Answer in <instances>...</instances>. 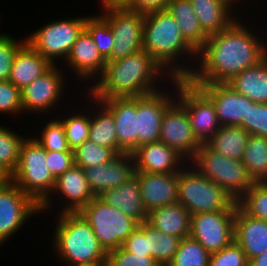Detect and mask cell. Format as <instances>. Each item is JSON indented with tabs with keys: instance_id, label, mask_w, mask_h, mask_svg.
Here are the masks:
<instances>
[{
	"instance_id": "cell-37",
	"label": "cell",
	"mask_w": 267,
	"mask_h": 266,
	"mask_svg": "<svg viewBox=\"0 0 267 266\" xmlns=\"http://www.w3.org/2000/svg\"><path fill=\"white\" fill-rule=\"evenodd\" d=\"M25 139L0 126V166L11 176L16 170L21 145Z\"/></svg>"
},
{
	"instance_id": "cell-32",
	"label": "cell",
	"mask_w": 267,
	"mask_h": 266,
	"mask_svg": "<svg viewBox=\"0 0 267 266\" xmlns=\"http://www.w3.org/2000/svg\"><path fill=\"white\" fill-rule=\"evenodd\" d=\"M138 227L145 233L150 257L160 266H168L174 258L181 238L165 234L147 221L139 223Z\"/></svg>"
},
{
	"instance_id": "cell-44",
	"label": "cell",
	"mask_w": 267,
	"mask_h": 266,
	"mask_svg": "<svg viewBox=\"0 0 267 266\" xmlns=\"http://www.w3.org/2000/svg\"><path fill=\"white\" fill-rule=\"evenodd\" d=\"M25 42L26 39L18 42L10 35L0 34V81L9 80L15 54Z\"/></svg>"
},
{
	"instance_id": "cell-8",
	"label": "cell",
	"mask_w": 267,
	"mask_h": 266,
	"mask_svg": "<svg viewBox=\"0 0 267 266\" xmlns=\"http://www.w3.org/2000/svg\"><path fill=\"white\" fill-rule=\"evenodd\" d=\"M79 213L94 231L106 253L122 246L126 238L139 226V222L124 215L99 197L92 199Z\"/></svg>"
},
{
	"instance_id": "cell-47",
	"label": "cell",
	"mask_w": 267,
	"mask_h": 266,
	"mask_svg": "<svg viewBox=\"0 0 267 266\" xmlns=\"http://www.w3.org/2000/svg\"><path fill=\"white\" fill-rule=\"evenodd\" d=\"M46 161L52 175L57 178L75 165L74 151H46Z\"/></svg>"
},
{
	"instance_id": "cell-38",
	"label": "cell",
	"mask_w": 267,
	"mask_h": 266,
	"mask_svg": "<svg viewBox=\"0 0 267 266\" xmlns=\"http://www.w3.org/2000/svg\"><path fill=\"white\" fill-rule=\"evenodd\" d=\"M74 154L75 165L81 168H89L108 163L118 155L114 150L100 146L90 140L84 141L74 150Z\"/></svg>"
},
{
	"instance_id": "cell-24",
	"label": "cell",
	"mask_w": 267,
	"mask_h": 266,
	"mask_svg": "<svg viewBox=\"0 0 267 266\" xmlns=\"http://www.w3.org/2000/svg\"><path fill=\"white\" fill-rule=\"evenodd\" d=\"M55 192L68 201L65 202V209L63 208L62 212H79L95 198L89 188L83 168L77 165L56 178L52 194H56Z\"/></svg>"
},
{
	"instance_id": "cell-23",
	"label": "cell",
	"mask_w": 267,
	"mask_h": 266,
	"mask_svg": "<svg viewBox=\"0 0 267 266\" xmlns=\"http://www.w3.org/2000/svg\"><path fill=\"white\" fill-rule=\"evenodd\" d=\"M234 240L248 261L267 251V222L246 214L238 205L234 218Z\"/></svg>"
},
{
	"instance_id": "cell-46",
	"label": "cell",
	"mask_w": 267,
	"mask_h": 266,
	"mask_svg": "<svg viewBox=\"0 0 267 266\" xmlns=\"http://www.w3.org/2000/svg\"><path fill=\"white\" fill-rule=\"evenodd\" d=\"M21 111H23L21 89L9 80L0 81V113L15 114Z\"/></svg>"
},
{
	"instance_id": "cell-42",
	"label": "cell",
	"mask_w": 267,
	"mask_h": 266,
	"mask_svg": "<svg viewBox=\"0 0 267 266\" xmlns=\"http://www.w3.org/2000/svg\"><path fill=\"white\" fill-rule=\"evenodd\" d=\"M249 134L267 137V104L253 102L249 99L247 119L239 125Z\"/></svg>"
},
{
	"instance_id": "cell-39",
	"label": "cell",
	"mask_w": 267,
	"mask_h": 266,
	"mask_svg": "<svg viewBox=\"0 0 267 266\" xmlns=\"http://www.w3.org/2000/svg\"><path fill=\"white\" fill-rule=\"evenodd\" d=\"M85 29L89 32L102 56L107 60L112 53L114 41L109 23L101 16L86 17Z\"/></svg>"
},
{
	"instance_id": "cell-11",
	"label": "cell",
	"mask_w": 267,
	"mask_h": 266,
	"mask_svg": "<svg viewBox=\"0 0 267 266\" xmlns=\"http://www.w3.org/2000/svg\"><path fill=\"white\" fill-rule=\"evenodd\" d=\"M101 16L113 32V49L107 61H117L142 50L145 14L130 9H111Z\"/></svg>"
},
{
	"instance_id": "cell-12",
	"label": "cell",
	"mask_w": 267,
	"mask_h": 266,
	"mask_svg": "<svg viewBox=\"0 0 267 266\" xmlns=\"http://www.w3.org/2000/svg\"><path fill=\"white\" fill-rule=\"evenodd\" d=\"M237 201L225 211L191 215L190 236L210 254L220 251L234 240V218Z\"/></svg>"
},
{
	"instance_id": "cell-3",
	"label": "cell",
	"mask_w": 267,
	"mask_h": 266,
	"mask_svg": "<svg viewBox=\"0 0 267 266\" xmlns=\"http://www.w3.org/2000/svg\"><path fill=\"white\" fill-rule=\"evenodd\" d=\"M142 50L167 70L171 79H187L194 70L178 65V57L182 59L181 56L186 53L191 57L193 55L194 59L198 57V52L184 39L176 20L167 9L145 14Z\"/></svg>"
},
{
	"instance_id": "cell-25",
	"label": "cell",
	"mask_w": 267,
	"mask_h": 266,
	"mask_svg": "<svg viewBox=\"0 0 267 266\" xmlns=\"http://www.w3.org/2000/svg\"><path fill=\"white\" fill-rule=\"evenodd\" d=\"M98 197L109 206L118 208L124 215L137 220L139 223L147 221L148 213L142 204L140 184L136 176L117 188L104 191Z\"/></svg>"
},
{
	"instance_id": "cell-2",
	"label": "cell",
	"mask_w": 267,
	"mask_h": 266,
	"mask_svg": "<svg viewBox=\"0 0 267 266\" xmlns=\"http://www.w3.org/2000/svg\"><path fill=\"white\" fill-rule=\"evenodd\" d=\"M162 72L163 67L144 50L117 61H107L99 81L89 89L90 97L103 100L156 92L158 87L153 83Z\"/></svg>"
},
{
	"instance_id": "cell-7",
	"label": "cell",
	"mask_w": 267,
	"mask_h": 266,
	"mask_svg": "<svg viewBox=\"0 0 267 266\" xmlns=\"http://www.w3.org/2000/svg\"><path fill=\"white\" fill-rule=\"evenodd\" d=\"M190 162L194 164L195 169L220 185L236 201L254 184L242 160L224 157L206 144H201Z\"/></svg>"
},
{
	"instance_id": "cell-16",
	"label": "cell",
	"mask_w": 267,
	"mask_h": 266,
	"mask_svg": "<svg viewBox=\"0 0 267 266\" xmlns=\"http://www.w3.org/2000/svg\"><path fill=\"white\" fill-rule=\"evenodd\" d=\"M163 92L137 97V147L159 141L163 115L175 101L173 95Z\"/></svg>"
},
{
	"instance_id": "cell-30",
	"label": "cell",
	"mask_w": 267,
	"mask_h": 266,
	"mask_svg": "<svg viewBox=\"0 0 267 266\" xmlns=\"http://www.w3.org/2000/svg\"><path fill=\"white\" fill-rule=\"evenodd\" d=\"M167 10L172 14L184 39L198 52L209 37L201 28L190 0H170Z\"/></svg>"
},
{
	"instance_id": "cell-18",
	"label": "cell",
	"mask_w": 267,
	"mask_h": 266,
	"mask_svg": "<svg viewBox=\"0 0 267 266\" xmlns=\"http://www.w3.org/2000/svg\"><path fill=\"white\" fill-rule=\"evenodd\" d=\"M89 188L95 197L117 188L135 176L134 158L130 153L118 154L108 163L83 168Z\"/></svg>"
},
{
	"instance_id": "cell-45",
	"label": "cell",
	"mask_w": 267,
	"mask_h": 266,
	"mask_svg": "<svg viewBox=\"0 0 267 266\" xmlns=\"http://www.w3.org/2000/svg\"><path fill=\"white\" fill-rule=\"evenodd\" d=\"M107 266H160L150 255H135L122 246L107 253Z\"/></svg>"
},
{
	"instance_id": "cell-41",
	"label": "cell",
	"mask_w": 267,
	"mask_h": 266,
	"mask_svg": "<svg viewBox=\"0 0 267 266\" xmlns=\"http://www.w3.org/2000/svg\"><path fill=\"white\" fill-rule=\"evenodd\" d=\"M47 123L44 129H42L41 138H35L37 142L46 151H73L68 146L62 122L57 119L50 120V122Z\"/></svg>"
},
{
	"instance_id": "cell-29",
	"label": "cell",
	"mask_w": 267,
	"mask_h": 266,
	"mask_svg": "<svg viewBox=\"0 0 267 266\" xmlns=\"http://www.w3.org/2000/svg\"><path fill=\"white\" fill-rule=\"evenodd\" d=\"M256 103L267 104V55L226 83Z\"/></svg>"
},
{
	"instance_id": "cell-5",
	"label": "cell",
	"mask_w": 267,
	"mask_h": 266,
	"mask_svg": "<svg viewBox=\"0 0 267 266\" xmlns=\"http://www.w3.org/2000/svg\"><path fill=\"white\" fill-rule=\"evenodd\" d=\"M10 180L40 205L41 212L52 206L50 197L56 178L48 168L46 150L37 142L35 136L23 141L18 165Z\"/></svg>"
},
{
	"instance_id": "cell-22",
	"label": "cell",
	"mask_w": 267,
	"mask_h": 266,
	"mask_svg": "<svg viewBox=\"0 0 267 266\" xmlns=\"http://www.w3.org/2000/svg\"><path fill=\"white\" fill-rule=\"evenodd\" d=\"M66 61L77 76L87 80L89 77L92 79V76H101L107 64V60L102 56L86 29L82 31L72 46Z\"/></svg>"
},
{
	"instance_id": "cell-43",
	"label": "cell",
	"mask_w": 267,
	"mask_h": 266,
	"mask_svg": "<svg viewBox=\"0 0 267 266\" xmlns=\"http://www.w3.org/2000/svg\"><path fill=\"white\" fill-rule=\"evenodd\" d=\"M248 263L241 246L233 240L225 248L210 254L208 266H248Z\"/></svg>"
},
{
	"instance_id": "cell-10",
	"label": "cell",
	"mask_w": 267,
	"mask_h": 266,
	"mask_svg": "<svg viewBox=\"0 0 267 266\" xmlns=\"http://www.w3.org/2000/svg\"><path fill=\"white\" fill-rule=\"evenodd\" d=\"M86 16L75 19L56 20L36 30L26 41L52 65L55 59L66 60L72 46L85 29Z\"/></svg>"
},
{
	"instance_id": "cell-17",
	"label": "cell",
	"mask_w": 267,
	"mask_h": 266,
	"mask_svg": "<svg viewBox=\"0 0 267 266\" xmlns=\"http://www.w3.org/2000/svg\"><path fill=\"white\" fill-rule=\"evenodd\" d=\"M196 85L214 104L221 126H239L247 119L249 98L235 92L226 83Z\"/></svg>"
},
{
	"instance_id": "cell-27",
	"label": "cell",
	"mask_w": 267,
	"mask_h": 266,
	"mask_svg": "<svg viewBox=\"0 0 267 266\" xmlns=\"http://www.w3.org/2000/svg\"><path fill=\"white\" fill-rule=\"evenodd\" d=\"M202 30L209 36L229 28L236 19L232 4L238 0H190ZM232 16V17H230Z\"/></svg>"
},
{
	"instance_id": "cell-19",
	"label": "cell",
	"mask_w": 267,
	"mask_h": 266,
	"mask_svg": "<svg viewBox=\"0 0 267 266\" xmlns=\"http://www.w3.org/2000/svg\"><path fill=\"white\" fill-rule=\"evenodd\" d=\"M113 115L118 154L132 153L137 148V97L99 100Z\"/></svg>"
},
{
	"instance_id": "cell-14",
	"label": "cell",
	"mask_w": 267,
	"mask_h": 266,
	"mask_svg": "<svg viewBox=\"0 0 267 266\" xmlns=\"http://www.w3.org/2000/svg\"><path fill=\"white\" fill-rule=\"evenodd\" d=\"M159 141L191 160L201 144L193 134L186 109L175 100L165 111Z\"/></svg>"
},
{
	"instance_id": "cell-33",
	"label": "cell",
	"mask_w": 267,
	"mask_h": 266,
	"mask_svg": "<svg viewBox=\"0 0 267 266\" xmlns=\"http://www.w3.org/2000/svg\"><path fill=\"white\" fill-rule=\"evenodd\" d=\"M99 112L90 115V127L88 140L114 150L118 154V140L116 136L115 120L112 113L99 101ZM102 110V111H101ZM93 117V118H92Z\"/></svg>"
},
{
	"instance_id": "cell-52",
	"label": "cell",
	"mask_w": 267,
	"mask_h": 266,
	"mask_svg": "<svg viewBox=\"0 0 267 266\" xmlns=\"http://www.w3.org/2000/svg\"><path fill=\"white\" fill-rule=\"evenodd\" d=\"M10 180V175L0 166V186L6 184Z\"/></svg>"
},
{
	"instance_id": "cell-48",
	"label": "cell",
	"mask_w": 267,
	"mask_h": 266,
	"mask_svg": "<svg viewBox=\"0 0 267 266\" xmlns=\"http://www.w3.org/2000/svg\"><path fill=\"white\" fill-rule=\"evenodd\" d=\"M122 247L135 255H150L145 233L137 227L123 242Z\"/></svg>"
},
{
	"instance_id": "cell-4",
	"label": "cell",
	"mask_w": 267,
	"mask_h": 266,
	"mask_svg": "<svg viewBox=\"0 0 267 266\" xmlns=\"http://www.w3.org/2000/svg\"><path fill=\"white\" fill-rule=\"evenodd\" d=\"M58 219L53 243L63 262L69 266L107 263V253L79 212H60Z\"/></svg>"
},
{
	"instance_id": "cell-20",
	"label": "cell",
	"mask_w": 267,
	"mask_h": 266,
	"mask_svg": "<svg viewBox=\"0 0 267 266\" xmlns=\"http://www.w3.org/2000/svg\"><path fill=\"white\" fill-rule=\"evenodd\" d=\"M135 176L140 184L141 200L147 213L178 201V172H135Z\"/></svg>"
},
{
	"instance_id": "cell-9",
	"label": "cell",
	"mask_w": 267,
	"mask_h": 266,
	"mask_svg": "<svg viewBox=\"0 0 267 266\" xmlns=\"http://www.w3.org/2000/svg\"><path fill=\"white\" fill-rule=\"evenodd\" d=\"M178 102L186 109L194 136L205 144L220 129V122L212 101L188 79H172Z\"/></svg>"
},
{
	"instance_id": "cell-34",
	"label": "cell",
	"mask_w": 267,
	"mask_h": 266,
	"mask_svg": "<svg viewBox=\"0 0 267 266\" xmlns=\"http://www.w3.org/2000/svg\"><path fill=\"white\" fill-rule=\"evenodd\" d=\"M242 162L254 182L267 181V137L250 134Z\"/></svg>"
},
{
	"instance_id": "cell-21",
	"label": "cell",
	"mask_w": 267,
	"mask_h": 266,
	"mask_svg": "<svg viewBox=\"0 0 267 266\" xmlns=\"http://www.w3.org/2000/svg\"><path fill=\"white\" fill-rule=\"evenodd\" d=\"M131 155L134 158L135 172L175 173L186 162L175 149L160 141L138 146Z\"/></svg>"
},
{
	"instance_id": "cell-50",
	"label": "cell",
	"mask_w": 267,
	"mask_h": 266,
	"mask_svg": "<svg viewBox=\"0 0 267 266\" xmlns=\"http://www.w3.org/2000/svg\"><path fill=\"white\" fill-rule=\"evenodd\" d=\"M104 11L111 9H130L134 0H100Z\"/></svg>"
},
{
	"instance_id": "cell-15",
	"label": "cell",
	"mask_w": 267,
	"mask_h": 266,
	"mask_svg": "<svg viewBox=\"0 0 267 266\" xmlns=\"http://www.w3.org/2000/svg\"><path fill=\"white\" fill-rule=\"evenodd\" d=\"M52 65L39 78L21 89L23 111L46 113L59 104L64 83V75Z\"/></svg>"
},
{
	"instance_id": "cell-26",
	"label": "cell",
	"mask_w": 267,
	"mask_h": 266,
	"mask_svg": "<svg viewBox=\"0 0 267 266\" xmlns=\"http://www.w3.org/2000/svg\"><path fill=\"white\" fill-rule=\"evenodd\" d=\"M51 66L52 64L26 41L15 54L9 81L22 89Z\"/></svg>"
},
{
	"instance_id": "cell-51",
	"label": "cell",
	"mask_w": 267,
	"mask_h": 266,
	"mask_svg": "<svg viewBox=\"0 0 267 266\" xmlns=\"http://www.w3.org/2000/svg\"><path fill=\"white\" fill-rule=\"evenodd\" d=\"M248 266H267V251L249 260Z\"/></svg>"
},
{
	"instance_id": "cell-53",
	"label": "cell",
	"mask_w": 267,
	"mask_h": 266,
	"mask_svg": "<svg viewBox=\"0 0 267 266\" xmlns=\"http://www.w3.org/2000/svg\"><path fill=\"white\" fill-rule=\"evenodd\" d=\"M71 266H107V263L90 264V265H86V264H75V265H71Z\"/></svg>"
},
{
	"instance_id": "cell-1",
	"label": "cell",
	"mask_w": 267,
	"mask_h": 266,
	"mask_svg": "<svg viewBox=\"0 0 267 266\" xmlns=\"http://www.w3.org/2000/svg\"><path fill=\"white\" fill-rule=\"evenodd\" d=\"M263 43L236 20L229 28L209 35L198 51L199 67L187 79L192 84L227 83L267 55Z\"/></svg>"
},
{
	"instance_id": "cell-49",
	"label": "cell",
	"mask_w": 267,
	"mask_h": 266,
	"mask_svg": "<svg viewBox=\"0 0 267 266\" xmlns=\"http://www.w3.org/2000/svg\"><path fill=\"white\" fill-rule=\"evenodd\" d=\"M169 1L170 0H134L130 10L143 14L156 10H165L168 7Z\"/></svg>"
},
{
	"instance_id": "cell-6",
	"label": "cell",
	"mask_w": 267,
	"mask_h": 266,
	"mask_svg": "<svg viewBox=\"0 0 267 266\" xmlns=\"http://www.w3.org/2000/svg\"><path fill=\"white\" fill-rule=\"evenodd\" d=\"M178 172V201L191 215L228 210L236 200L220 185L204 176L197 169ZM185 168V169H184Z\"/></svg>"
},
{
	"instance_id": "cell-13",
	"label": "cell",
	"mask_w": 267,
	"mask_h": 266,
	"mask_svg": "<svg viewBox=\"0 0 267 266\" xmlns=\"http://www.w3.org/2000/svg\"><path fill=\"white\" fill-rule=\"evenodd\" d=\"M40 205L13 181L0 186V242L10 238L35 213Z\"/></svg>"
},
{
	"instance_id": "cell-35",
	"label": "cell",
	"mask_w": 267,
	"mask_h": 266,
	"mask_svg": "<svg viewBox=\"0 0 267 266\" xmlns=\"http://www.w3.org/2000/svg\"><path fill=\"white\" fill-rule=\"evenodd\" d=\"M210 253L191 236L181 239L172 262L168 266H208Z\"/></svg>"
},
{
	"instance_id": "cell-36",
	"label": "cell",
	"mask_w": 267,
	"mask_h": 266,
	"mask_svg": "<svg viewBox=\"0 0 267 266\" xmlns=\"http://www.w3.org/2000/svg\"><path fill=\"white\" fill-rule=\"evenodd\" d=\"M237 203L249 216L267 222V181L254 182Z\"/></svg>"
},
{
	"instance_id": "cell-40",
	"label": "cell",
	"mask_w": 267,
	"mask_h": 266,
	"mask_svg": "<svg viewBox=\"0 0 267 266\" xmlns=\"http://www.w3.org/2000/svg\"><path fill=\"white\" fill-rule=\"evenodd\" d=\"M82 115L79 113L59 119L65 129L68 146L73 151L89 138L90 117Z\"/></svg>"
},
{
	"instance_id": "cell-28",
	"label": "cell",
	"mask_w": 267,
	"mask_h": 266,
	"mask_svg": "<svg viewBox=\"0 0 267 266\" xmlns=\"http://www.w3.org/2000/svg\"><path fill=\"white\" fill-rule=\"evenodd\" d=\"M147 222L168 235L181 239L190 236L191 214L179 202L151 210Z\"/></svg>"
},
{
	"instance_id": "cell-31",
	"label": "cell",
	"mask_w": 267,
	"mask_h": 266,
	"mask_svg": "<svg viewBox=\"0 0 267 266\" xmlns=\"http://www.w3.org/2000/svg\"><path fill=\"white\" fill-rule=\"evenodd\" d=\"M249 135L240 126H220V129L205 144L224 157L242 160Z\"/></svg>"
}]
</instances>
